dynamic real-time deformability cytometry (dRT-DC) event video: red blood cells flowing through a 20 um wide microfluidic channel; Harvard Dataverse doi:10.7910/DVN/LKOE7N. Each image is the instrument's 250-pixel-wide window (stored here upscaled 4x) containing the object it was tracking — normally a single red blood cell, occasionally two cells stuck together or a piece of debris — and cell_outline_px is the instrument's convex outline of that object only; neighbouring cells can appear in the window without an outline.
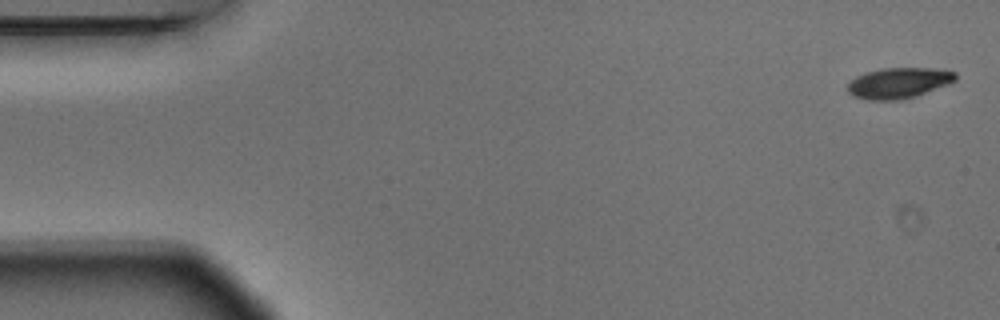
{"species": "Egyptian fruit bat (a non-hibernating species)", "species_latin": "Rousettus aegyptiacus", "temperature_condition": "warm", "stored_images_in_passage": 4, "camera_frame_rate_fps": 3000, "um_per_image_px": 0.085, "animal": {"sex": "male"}, "frame": {"image": 1, "passage_image": 1, "time_ms": 0.0, "image_size_px": [1000, 320], "cell_outline_px": [[956, 80], [948, 84], [916, 96], [900, 100], [868, 100], [852, 96], [848, 92], [848, 84], [856, 76], [868, 72], [884, 68], [932, 68], [956, 72]], "centroid_in_image_um": [76.38, 7.06], "position_along_channel_um": 8.6, "area_um2": 19.19}}
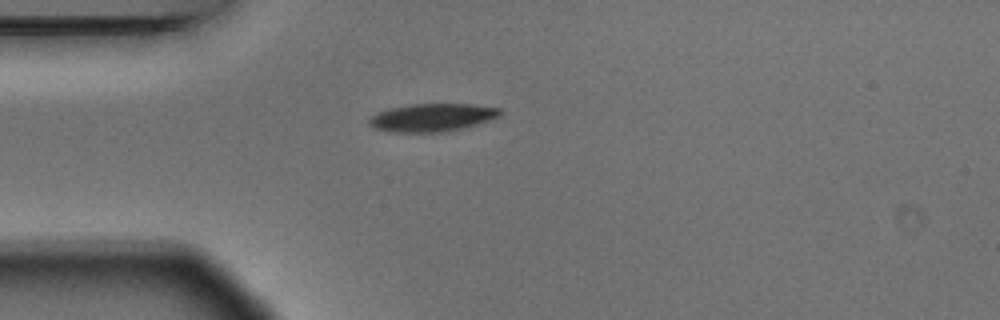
{"frame": {"image": 2, "passage_image": 4, "time_ms": 1.0, "image_size_px": [1000, 320], "cell_outline_px": [[500, 116], [492, 120], [460, 128], [440, 132], [392, 132], [376, 128], [368, 124], [368, 116], [376, 112], [388, 108], [412, 104], [472, 104], [500, 108]], "centroid_in_image_um": [36.69, 9.98], "position_along_channel_um": 48.3, "area_um2": 21.33}}